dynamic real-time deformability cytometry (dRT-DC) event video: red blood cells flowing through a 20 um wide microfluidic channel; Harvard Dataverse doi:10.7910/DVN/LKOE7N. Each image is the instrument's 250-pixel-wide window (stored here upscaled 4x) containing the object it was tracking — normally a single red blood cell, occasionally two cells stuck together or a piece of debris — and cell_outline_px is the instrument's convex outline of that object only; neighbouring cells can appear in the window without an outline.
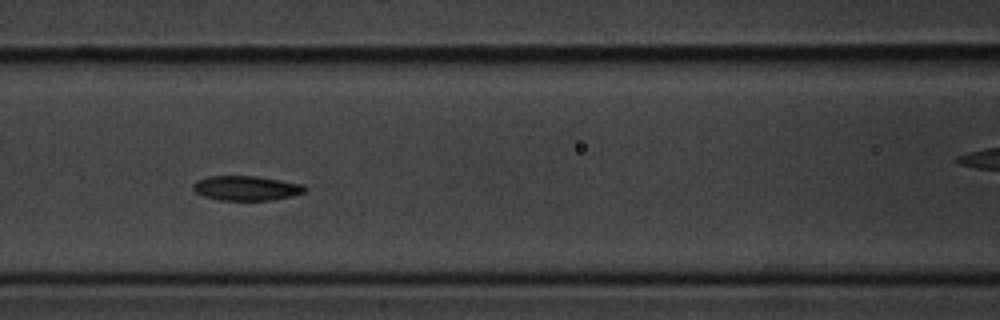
{"species": "common noctule bat (a hibernating species)", "species_latin": "Nyctalus noctula", "temperature_condition": "cold", "stored_images_in_passage": 10, "camera_frame_rate_fps": 3000, "um_per_image_px": 0.085, "animal": {"sex": "male", "body_mass_g": 20.1, "forearm_length_mm": 53.5}, "frame": {"image": 1, "passage_image": 5, "time_ms": 1.333, "image_size_px": [1000, 320], "cell_outline_px": [[308, 188], [304, 192], [272, 200], [220, 200], [204, 196], [196, 192], [192, 188], [192, 184], [196, 180], [208, 176], [256, 176], [304, 184]], "centroid_in_image_um": [20.91, 15.98], "position_along_channel_um": 145.7, "area_um2": 16.01}}
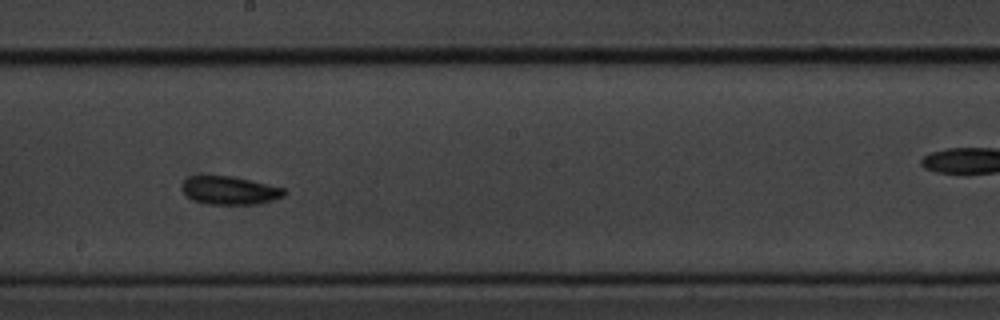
{"frame": {"image": 2, "passage_image": 7, "time_ms": 2.0, "image_size_px": [1000, 320], "cell_outline_px": [[288, 192], [284, 196], [260, 204], [208, 204], [196, 200], [188, 196], [180, 188], [184, 180], [188, 176], [232, 176], [284, 188]], "centroid_in_image_um": [19.54, 16.18], "position_along_channel_um": 228.7, "area_um2": 16.7}}